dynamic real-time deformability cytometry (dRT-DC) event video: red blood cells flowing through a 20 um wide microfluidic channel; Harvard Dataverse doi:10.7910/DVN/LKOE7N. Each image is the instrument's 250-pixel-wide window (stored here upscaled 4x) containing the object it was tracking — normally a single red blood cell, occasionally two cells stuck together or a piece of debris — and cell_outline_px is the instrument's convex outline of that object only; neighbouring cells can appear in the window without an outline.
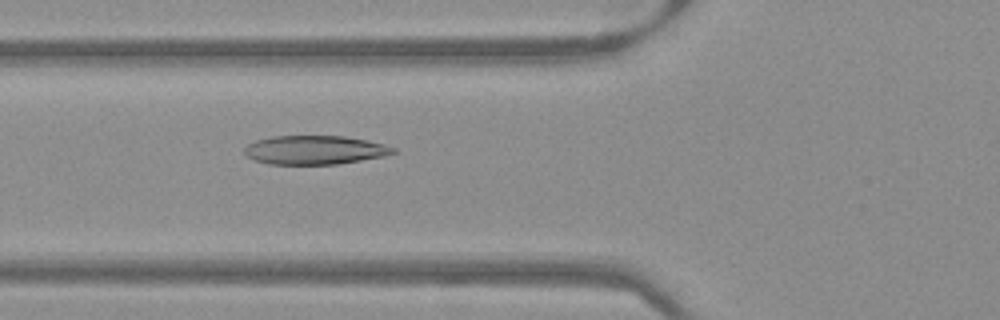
{"species": "Egyptian fruit bat (a non-hibernating species)", "species_latin": "Rousettus aegyptiacus", "temperature_condition": "warm", "stored_images_in_passage": 51, "camera_frame_rate_fps": 3000, "um_per_image_px": 0.085, "frame": {"image": 1, "passage_image": 19, "time_ms": 6.0, "image_size_px": [1000, 320], "cell_outline_px": [[396, 152], [380, 156], [360, 160], [336, 164], [268, 164], [256, 160], [248, 156], [244, 152], [244, 148], [248, 144], [256, 140], [272, 136], [344, 136], [368, 140], [384, 144], [396, 148]], "centroid_in_image_um": [26.74, 12.74], "position_along_channel_um": 99.1, "area_um2": 24.8}}
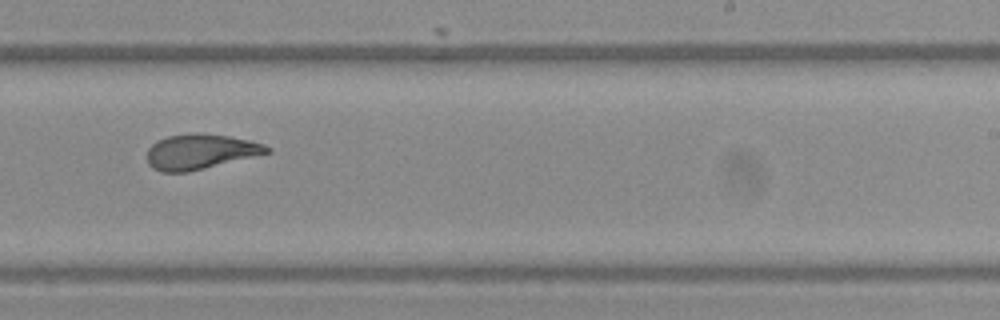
{"frame": {"image": 2, "passage_image": 32, "time_ms": 10.333, "image_size_px": [1000, 320], "cell_outline_px": [[272, 152], [188, 172], [160, 172], [152, 168], [148, 164], [148, 148], [156, 140], [168, 136], [228, 136], [248, 140], [264, 144], [272, 148]], "centroid_in_image_um": [17.03, 12.94], "position_along_channel_um": 272.0, "area_um2": 23.7}}
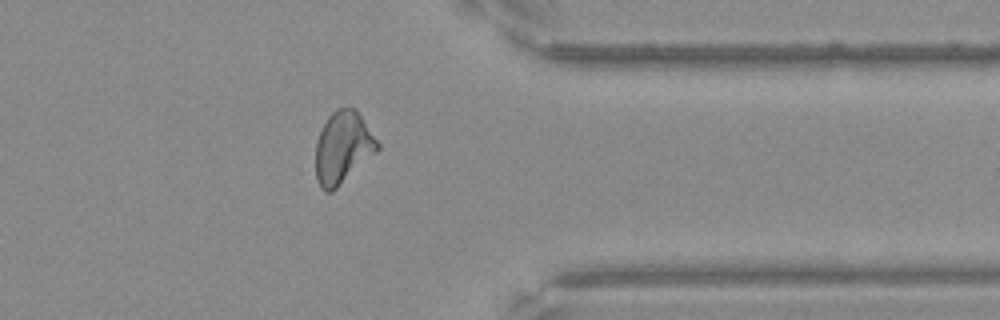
{"frame": {"image": 3, "passage_image": 41, "time_ms": 13.333, "image_size_px": [1000, 320], "cell_outline_px": [[380, 148], [376, 152], [332, 192], [324, 192], [320, 188], [316, 180], [316, 140], [328, 116], [336, 108], [348, 104], [356, 108], [380, 144]], "centroid_in_image_um": [29.14, 12.51], "position_along_channel_um": 382.3, "area_um2": 26.18}}